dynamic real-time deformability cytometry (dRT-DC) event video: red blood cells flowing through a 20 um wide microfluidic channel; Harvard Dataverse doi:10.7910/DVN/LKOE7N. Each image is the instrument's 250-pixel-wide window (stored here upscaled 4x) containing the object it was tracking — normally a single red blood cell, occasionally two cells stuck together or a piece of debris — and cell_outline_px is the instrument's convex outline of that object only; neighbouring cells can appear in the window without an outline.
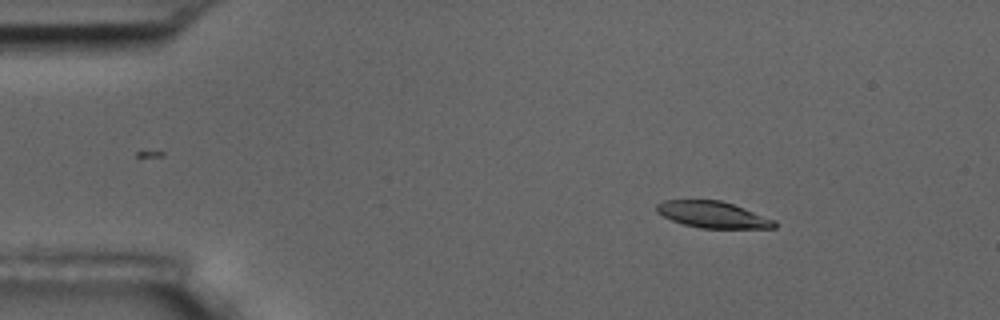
{"species": "common noctule bat (a hibernating species)", "species_latin": "Nyctalus noctula", "temperature_condition": "room temperature", "stored_images_in_passage": 5, "camera_frame_rate_fps": 3000, "um_per_image_px": 0.085, "animal": {"sex": "male", "body_mass_g": 17.5, "forearm_length_mm": 52.3}, "frame": {"image": 1, "passage_image": 2, "time_ms": 1.333, "image_size_px": [1000, 320], "cell_outline_px": [[776, 228], [700, 228], [684, 224], [672, 220], [656, 212], [656, 204], [664, 200], [720, 200], [744, 208], [776, 220]], "centroid_in_image_um": [60.59, 18.24], "position_along_channel_um": 24.4, "area_um2": 18.09}}
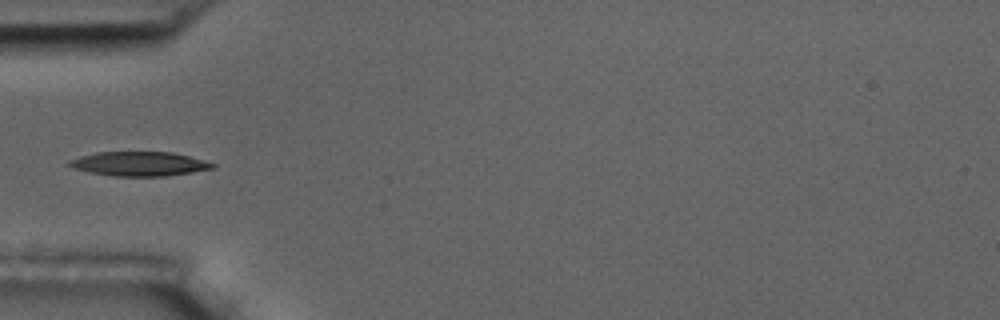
{"frame": {"image": 2, "passage_image": 5, "time_ms": 4.667, "image_size_px": [1000, 320], "cell_outline_px": [[216, 168], [192, 172], [164, 176], [116, 176], [92, 172], [72, 168], [68, 164], [68, 160], [80, 156], [96, 152], [172, 152], [188, 156], [216, 164]], "centroid_in_image_um": [11.84, 13.92], "position_along_channel_um": 73.2, "area_um2": 20.11}}